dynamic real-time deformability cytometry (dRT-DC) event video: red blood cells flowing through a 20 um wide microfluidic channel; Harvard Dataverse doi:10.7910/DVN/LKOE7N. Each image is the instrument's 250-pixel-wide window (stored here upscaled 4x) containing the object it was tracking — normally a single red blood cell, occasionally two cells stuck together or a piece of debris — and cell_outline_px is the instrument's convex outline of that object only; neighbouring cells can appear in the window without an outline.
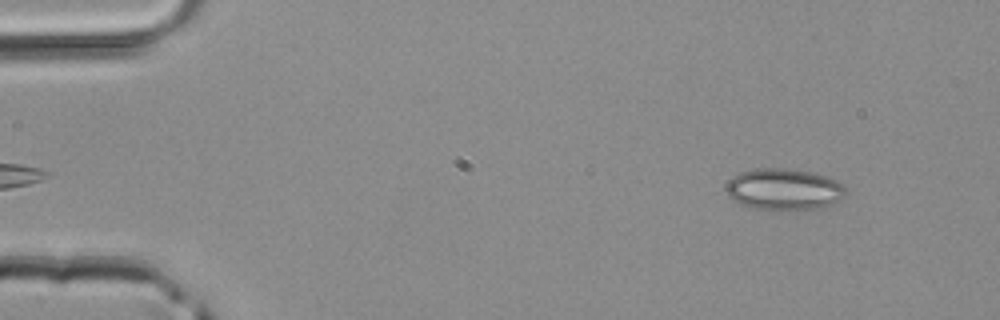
{"species": "common noctule bat (a hibernating species)", "species_latin": "Nyctalus noctula", "temperature_condition": "room temperature", "stored_images_in_passage": 42, "camera_frame_rate_fps": 3000, "um_per_image_px": 0.085, "animal": {"sex": "male", "body_mass_g": 20.4}, "frame": {"image": 1, "passage_image": 2, "time_ms": 0.333, "image_size_px": [1000, 320], "cell_outline_px": [[848, 192], [840, 200], [824, 208], [796, 212], [776, 212], [756, 208], [740, 204], [728, 196], [724, 188], [728, 180], [732, 176], [740, 172], [756, 168], [788, 168], [812, 172], [836, 180], [844, 184]], "centroid_in_image_um": [66.65, 16.13], "position_along_channel_um": 18.3, "area_um2": 30.11}}
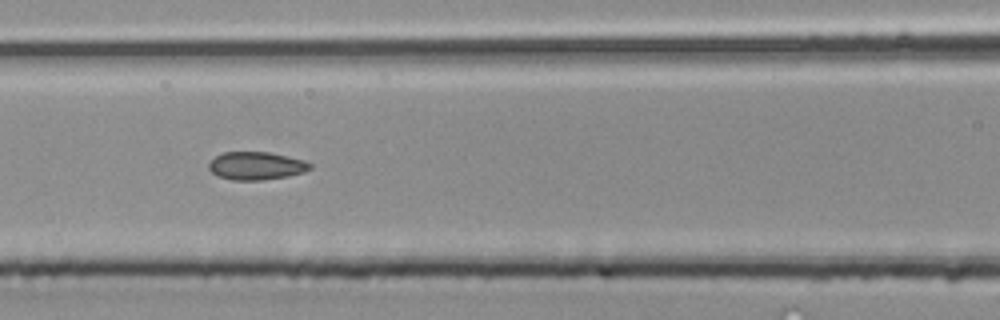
{"frame": {"image": 2, "passage_image": 17, "time_ms": 5.333, "image_size_px": [1000, 320], "cell_outline_px": [[312, 168], [304, 172], [288, 176], [260, 180], [232, 180], [220, 176], [212, 172], [208, 168], [208, 164], [216, 156], [224, 152], [268, 152], [304, 160], [312, 164]], "centroid_in_image_um": [21.79, 14.09], "position_along_channel_um": 144.8, "area_um2": 16.36}}
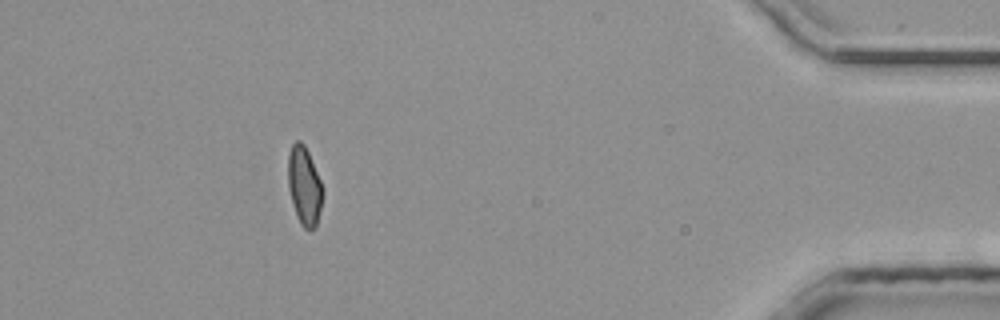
{"frame": {"image": 3, "passage_image": 38, "time_ms": 12.333, "image_size_px": [1000, 320], "cell_outline_px": [[324, 192], [316, 228], [308, 232], [300, 224], [296, 216], [288, 188], [288, 156], [292, 144], [296, 140], [300, 140], [304, 144], [308, 152], [324, 188]], "centroid_in_image_um": [25.87, 15.84], "position_along_channel_um": 409.3, "area_um2": 16.13}}